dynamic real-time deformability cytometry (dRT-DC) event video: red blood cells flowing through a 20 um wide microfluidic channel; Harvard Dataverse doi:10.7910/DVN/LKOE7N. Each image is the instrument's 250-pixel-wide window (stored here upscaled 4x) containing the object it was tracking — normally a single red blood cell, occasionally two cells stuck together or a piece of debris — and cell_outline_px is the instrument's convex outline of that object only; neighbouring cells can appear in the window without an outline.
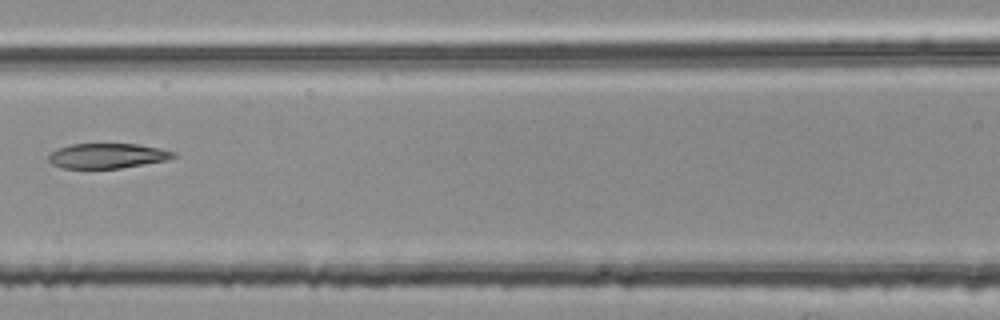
{"species": "common noctule bat (a hibernating species)", "species_latin": "Nyctalus noctula", "temperature_condition": "room temperature", "stored_images_in_passage": 6, "camera_frame_rate_fps": 3000, "um_per_image_px": 0.085, "animal": {"sex": "female", "body_mass_g": 25.1}, "frame": {"image": 1, "passage_image": 6, "time_ms": 1.667, "image_size_px": [1000, 320], "cell_outline_px": [[176, 156], [168, 160], [120, 168], [64, 168], [52, 164], [48, 160], [48, 156], [56, 148], [72, 144], [136, 144], [176, 152]], "centroid_in_image_um": [9.1, 13.24], "position_along_channel_um": 157.5, "area_um2": 18.03}}